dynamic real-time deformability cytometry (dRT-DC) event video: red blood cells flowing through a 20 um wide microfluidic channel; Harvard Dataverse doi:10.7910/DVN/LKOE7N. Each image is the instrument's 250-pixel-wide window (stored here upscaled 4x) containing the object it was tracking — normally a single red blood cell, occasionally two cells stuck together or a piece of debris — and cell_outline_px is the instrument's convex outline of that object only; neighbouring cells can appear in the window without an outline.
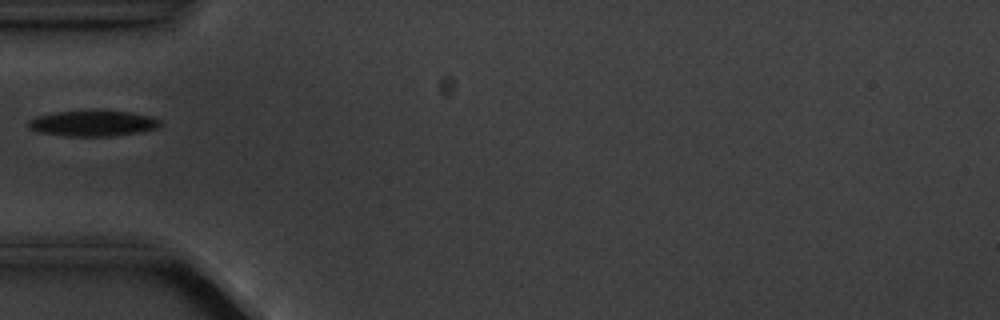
{"species": "common noctule bat (a hibernating species)", "species_latin": "Nyctalus noctula", "temperature_condition": "cold", "stored_images_in_passage": 5, "camera_frame_rate_fps": 3000, "um_per_image_px": 0.085, "animal": {"sex": "male", "body_mass_g": 20.1, "forearm_length_mm": 53.5}, "frame": {"image": 1, "passage_image": 5, "time_ms": 5.333, "image_size_px": [1000, 320], "cell_outline_px": [[164, 124], [156, 128], [140, 132], [112, 136], [68, 136], [36, 132], [28, 128], [28, 120], [36, 116], [56, 112], [128, 112], [152, 116], [160, 120]], "centroid_in_image_um": [7.89, 10.51], "position_along_channel_um": 77.1, "area_um2": 19.48}}